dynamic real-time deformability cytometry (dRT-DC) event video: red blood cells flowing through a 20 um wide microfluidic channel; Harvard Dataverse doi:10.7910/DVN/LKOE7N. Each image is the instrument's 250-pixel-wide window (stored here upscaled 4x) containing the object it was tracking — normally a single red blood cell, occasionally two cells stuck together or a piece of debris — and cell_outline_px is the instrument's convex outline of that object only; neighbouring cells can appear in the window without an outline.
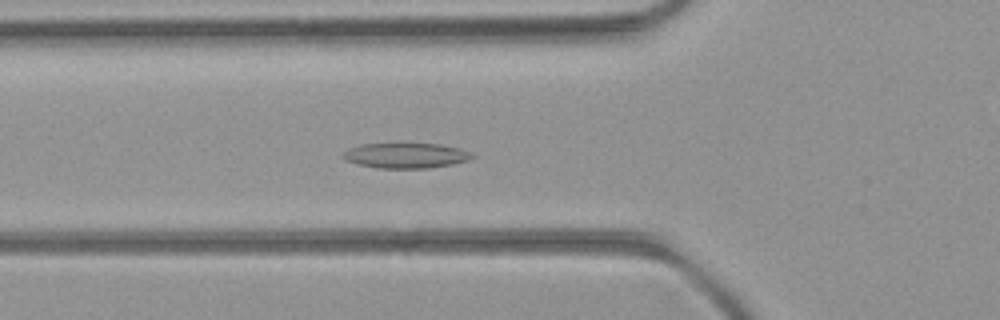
{"species": "common noctule bat (a hibernating species)", "species_latin": "Nyctalus noctula", "temperature_condition": "room temperature", "stored_images_in_passage": 52, "camera_frame_rate_fps": 3000, "um_per_image_px": 0.085, "animal": {"sex": "female", "body_mass_g": 21.9}, "frame": {"image": 1, "passage_image": 18, "time_ms": 5.667, "image_size_px": [1000, 320], "cell_outline_px": [[476, 156], [468, 160], [452, 164], [428, 168], [376, 168], [360, 164], [348, 160], [340, 156], [348, 148], [360, 144], [396, 140], [400, 140], [440, 144], [460, 148], [472, 152]], "centroid_in_image_um": [34.49, 13.15], "position_along_channel_um": 91.3, "area_um2": 20.11}}
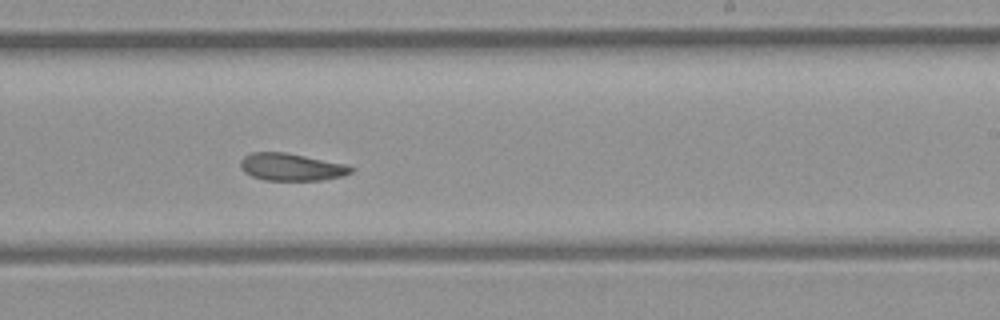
{"frame": {"image": 2, "passage_image": 31, "time_ms": 10.0, "image_size_px": [1000, 320], "cell_outline_px": [[352, 172], [344, 176], [320, 180], [264, 180], [252, 176], [244, 172], [240, 168], [240, 160], [244, 156], [252, 152], [284, 152], [344, 164], [352, 168]], "centroid_in_image_um": [24.71, 14.2], "position_along_channel_um": 264.3, "area_um2": 17.46}}
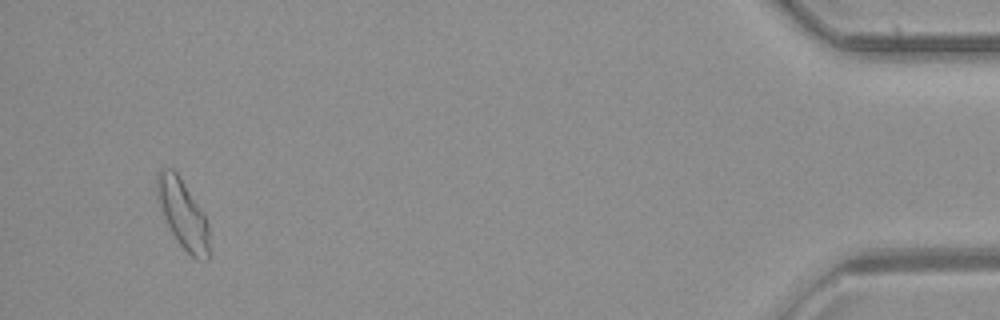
{"frame": {"image": 3, "passage_image": 49, "time_ms": 16.0, "image_size_px": [1000, 320], "cell_outline_px": [[212, 256], [208, 260], [196, 260], [180, 244], [172, 232], [164, 216], [160, 204], [156, 184], [156, 176], [160, 168], [172, 168], [176, 172], [200, 208], [208, 224]], "centroid_in_image_um": [15.59, 18.25], "position_along_channel_um": 419.6, "area_um2": 20.69}, "authors_computed_cell_mechanics": {"area_um2": 19.074, "velocity_mm_per_s": 3.9786, "shape_relaxation_time_tau1_ms": null, "shape_relaxation_time_tau2_ms": 5.3973, "deformation_change_tau1": null, "deformation_change_tau2": 0.1281}}